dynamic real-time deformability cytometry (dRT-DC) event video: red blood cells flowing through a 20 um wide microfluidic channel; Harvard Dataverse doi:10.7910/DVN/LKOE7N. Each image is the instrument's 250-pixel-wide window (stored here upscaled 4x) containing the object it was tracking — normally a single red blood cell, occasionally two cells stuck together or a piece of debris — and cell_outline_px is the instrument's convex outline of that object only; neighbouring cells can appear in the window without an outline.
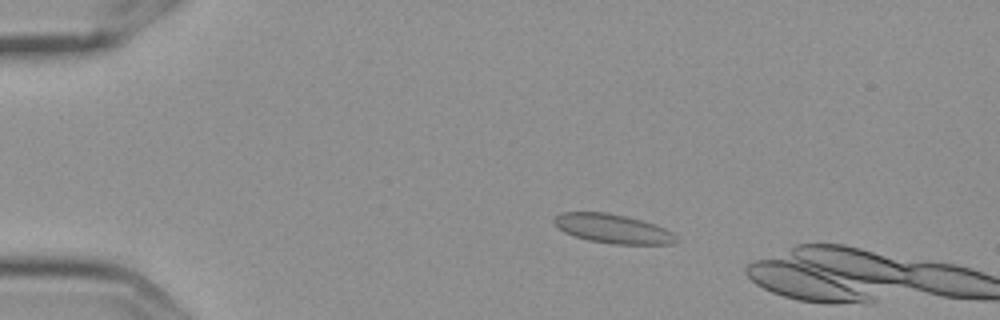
{"species": "Egyptian fruit bat (a non-hibernating species)", "species_latin": "Rousettus aegyptiacus", "temperature_condition": "cold", "stored_images_in_passage": 10, "segment_of_instrument_passage": [1, 2], "camera_frame_rate_fps": 3000, "um_per_image_px": 0.085, "frame": {"image": 1, "passage_image": 4, "time_ms": 1.0, "image_size_px": [1000, 320], "cell_outline_px": [[680, 240], [672, 244], [612, 244], [588, 240], [564, 232], [552, 220], [560, 212], [608, 212], [656, 224], [672, 232]], "centroid_in_image_um": [52.11, 19.44], "position_along_channel_um": 32.9, "area_um2": 20.63}}
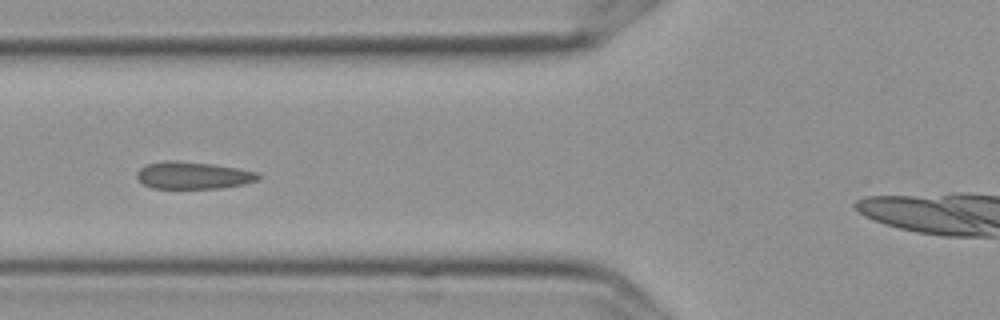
{"frame": {"image": 2, "passage_image": 7, "time_ms": 2.0, "image_size_px": [1000, 320], "cell_outline_px": [[264, 176], [256, 180], [244, 184], [220, 188], [152, 188], [144, 184], [136, 176], [136, 172], [144, 164], [164, 160], [176, 160], [212, 164], [236, 168], [256, 172]], "centroid_in_image_um": [16.39, 14.89], "position_along_channel_um": 109.4, "area_um2": 19.31}}
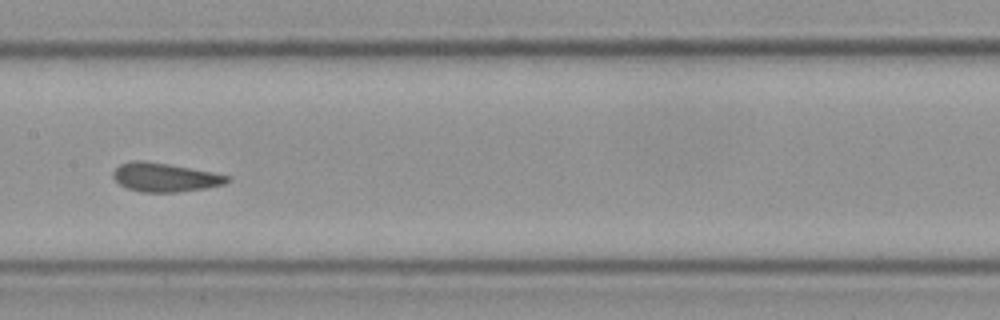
{"frame": {"image": 3, "passage_image": 9, "time_ms": 2.667, "image_size_px": [1000, 320], "cell_outline_px": [[232, 180], [224, 184], [204, 188], [176, 192], [140, 192], [128, 188], [120, 184], [112, 176], [112, 172], [120, 164], [132, 160], [144, 160], [168, 164], [212, 172], [232, 176]], "centroid_in_image_um": [14.02, 15.06], "position_along_channel_um": 193.4, "area_um2": 19.13}}